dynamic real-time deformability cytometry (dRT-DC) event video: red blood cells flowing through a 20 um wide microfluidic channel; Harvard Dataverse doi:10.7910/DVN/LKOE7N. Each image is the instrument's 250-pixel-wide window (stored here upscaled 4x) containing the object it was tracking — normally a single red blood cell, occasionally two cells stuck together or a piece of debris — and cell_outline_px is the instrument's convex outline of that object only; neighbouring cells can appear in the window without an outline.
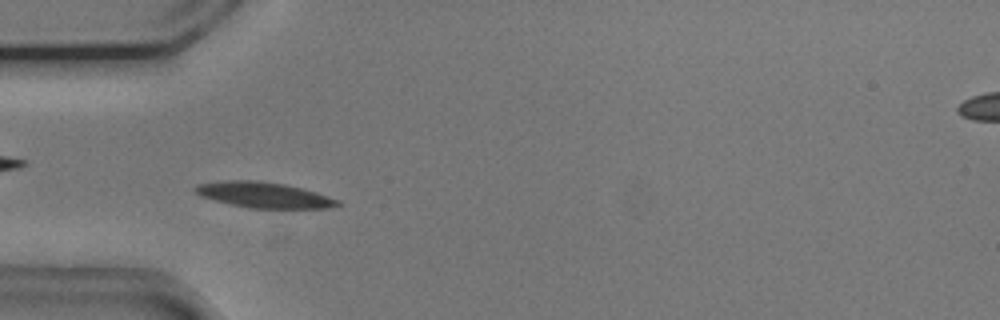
{"species": "common noctule bat (a hibernating species)", "species_latin": "Nyctalus noctula", "temperature_condition": "cold", "stored_images_in_passage": 52, "camera_frame_rate_fps": 3000, "um_per_image_px": 0.085, "animal": {"sex": "male", "body_mass_g": 20.5, "forearm_length_mm": 52.5}, "frame": {"image": 1, "passage_image": 13, "time_ms": 4.0, "image_size_px": [1000, 320], "cell_outline_px": [[340, 204], [328, 208], [248, 208], [228, 204], [200, 196], [192, 192], [192, 188], [196, 184], [224, 180], [256, 180], [284, 184], [316, 192], [340, 200]], "centroid_in_image_um": [22.34, 16.57], "position_along_channel_um": 62.7, "area_um2": 21.44}}
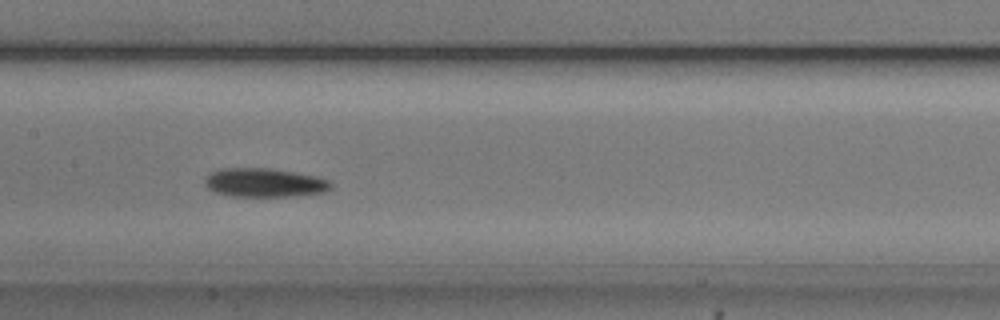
{"frame": {"image": 2, "passage_image": 23, "time_ms": 7.333, "image_size_px": [1000, 320], "cell_outline_px": [[332, 188], [324, 192], [296, 196], [232, 196], [216, 192], [208, 188], [204, 184], [204, 180], [212, 172], [220, 168], [272, 168], [316, 176], [328, 180], [332, 184]], "centroid_in_image_um": [22.49, 15.52], "position_along_channel_um": 184.9, "area_um2": 21.15}}
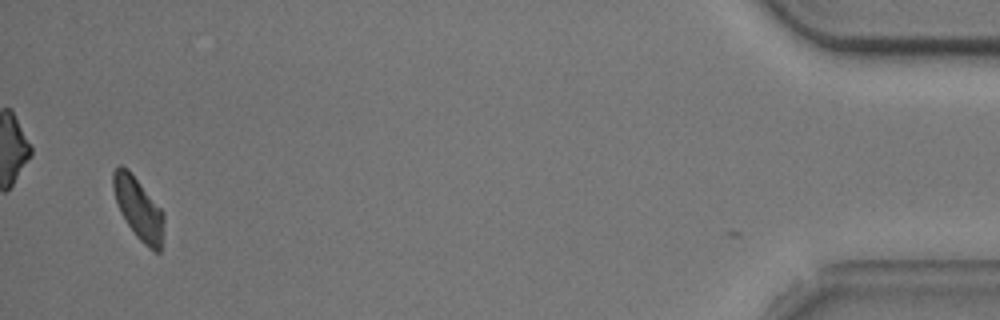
{"frame": {"image": 3, "passage_image": 49, "time_ms": 16.0, "image_size_px": [1000, 320], "cell_outline_px": [[164, 220], [160, 252], [156, 252], [148, 248], [136, 236], [120, 212], [112, 188], [112, 172], [120, 164], [128, 168], [164, 212]], "centroid_in_image_um": [11.76, 17.69], "position_along_channel_um": 423.4, "area_um2": 18.26}, "authors_computed_cell_mechanics": {"area_um2": 19.5942, "velocity_mm_per_s": 3.7034, "shape_relaxation_time_tau1_ms": 6.2218, "shape_relaxation_time_tau2_ms": null, "deformation_change_tau1": 0.1835, "deformation_change_tau2": null}}